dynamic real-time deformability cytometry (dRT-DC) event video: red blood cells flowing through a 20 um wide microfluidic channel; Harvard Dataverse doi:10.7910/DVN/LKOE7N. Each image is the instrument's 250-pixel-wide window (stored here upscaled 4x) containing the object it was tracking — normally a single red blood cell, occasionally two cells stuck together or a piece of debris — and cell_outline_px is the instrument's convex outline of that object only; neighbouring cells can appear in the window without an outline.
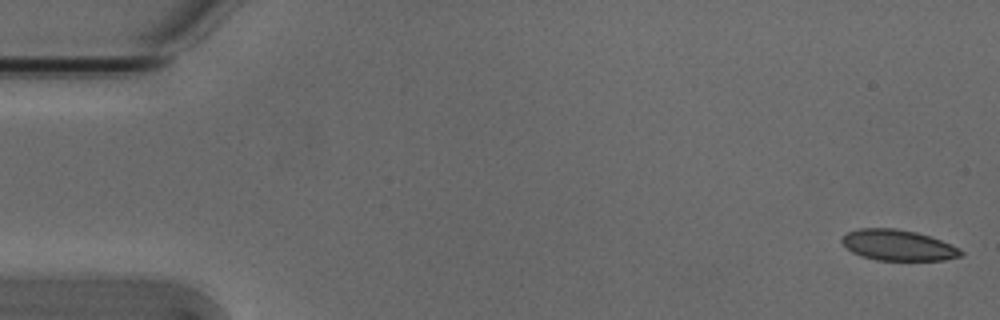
{"species": "Egyptian fruit bat (a non-hibernating species)", "species_latin": "Rousettus aegyptiacus", "temperature_condition": "cold", "stored_images_in_passage": 53, "camera_frame_rate_fps": 3000, "um_per_image_px": 0.085, "animal": {"sex": "male"}, "frame": {"image": 1, "passage_image": 1, "time_ms": 0.0, "image_size_px": [1000, 320], "cell_outline_px": [[964, 252], [960, 256], [944, 260], [876, 260], [860, 256], [852, 252], [840, 240], [848, 232], [860, 228], [896, 228], [916, 232], [940, 240]], "centroid_in_image_um": [76.29, 20.84], "position_along_channel_um": 8.7, "area_um2": 21.04}}
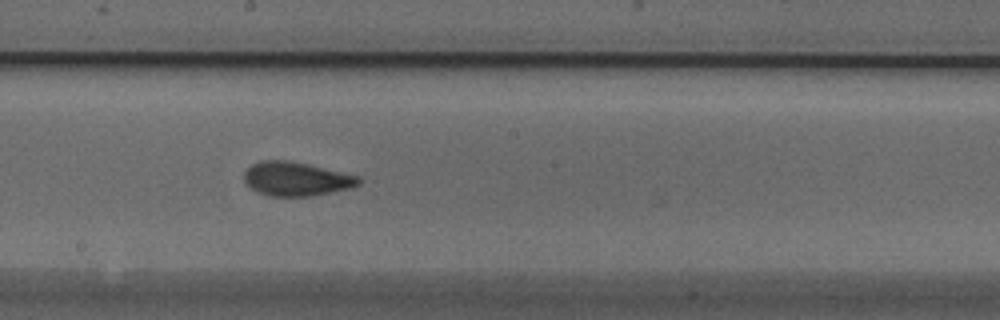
{"frame": {"image": 2, "passage_image": 29, "time_ms": 9.333, "image_size_px": [1000, 320], "cell_outline_px": [[360, 184], [352, 188], [312, 196], [272, 196], [256, 192], [244, 180], [244, 172], [252, 164], [260, 160], [288, 160], [308, 164], [360, 176]], "centroid_in_image_um": [25.19, 15.2], "position_along_channel_um": 223.0, "area_um2": 22.72}}
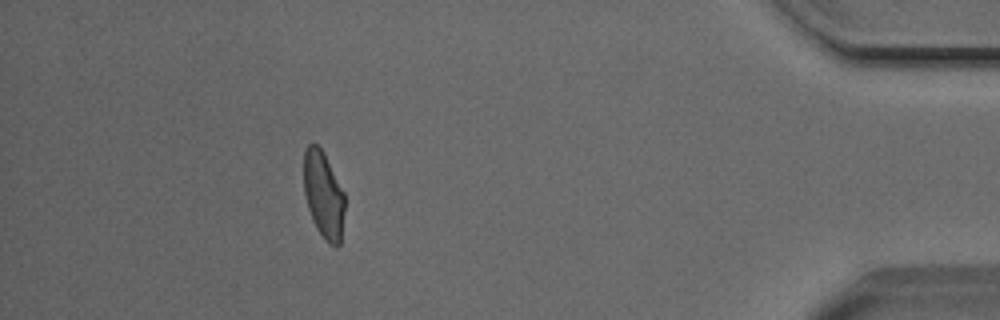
{"frame": {"image": 3, "passage_image": 48, "time_ms": 15.667, "image_size_px": [1000, 320], "cell_outline_px": [[344, 212], [340, 244], [336, 248], [328, 244], [324, 240], [316, 228], [312, 220], [304, 196], [304, 148], [308, 144], [316, 144], [324, 152], [344, 192]], "centroid_in_image_um": [27.49, 16.59], "position_along_channel_um": 407.7, "area_um2": 20.98}, "authors_computed_cell_mechanics": {"area_um2": 22.0796, "velocity_mm_per_s": 3.7983, "shape_relaxation_time_tau1_ms": 4.5873, "shape_relaxation_time_tau2_ms": 1.0327, "deformation_change_tau1": 0.1355, "deformation_change_tau2": 0.0453}}